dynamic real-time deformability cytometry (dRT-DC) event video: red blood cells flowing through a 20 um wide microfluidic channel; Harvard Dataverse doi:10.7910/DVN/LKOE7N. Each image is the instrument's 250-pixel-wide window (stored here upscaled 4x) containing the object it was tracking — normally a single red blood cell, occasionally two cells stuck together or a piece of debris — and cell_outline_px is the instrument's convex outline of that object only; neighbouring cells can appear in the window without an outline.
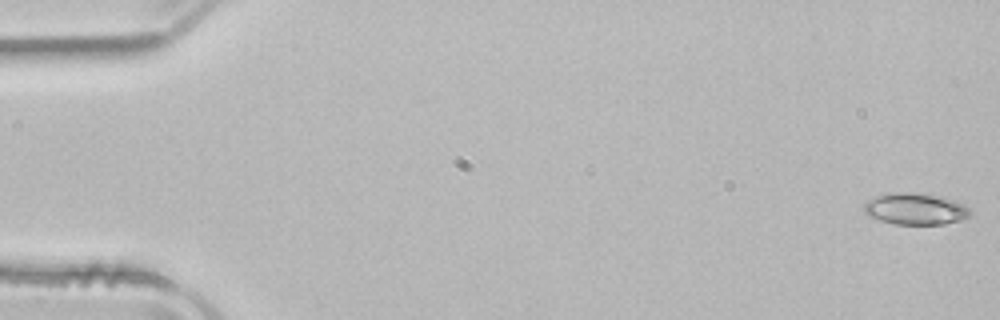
{"species": "common noctule bat (a hibernating species)", "species_latin": "Nyctalus noctula", "temperature_condition": "room temperature", "stored_images_in_passage": 14, "camera_frame_rate_fps": 3000, "um_per_image_px": 0.085, "animal": {"sex": "male", "body_mass_g": 21.5, "forearm_length_mm": 52.0}, "frame": {"image": 1, "passage_image": 1, "time_ms": 0.0, "image_size_px": [1000, 320], "cell_outline_px": [[972, 212], [968, 216], [960, 220], [944, 224], [892, 224], [868, 216], [864, 212], [864, 204], [868, 200], [876, 196], [892, 192], [916, 192], [940, 196], [964, 204]], "centroid_in_image_um": [77.78, 17.75], "position_along_channel_um": 7.2, "area_um2": 19.59}}
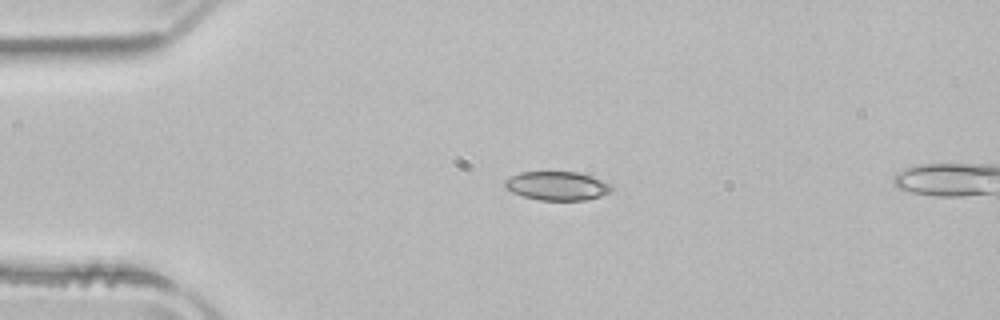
{"frame": {"image": 2, "passage_image": 12, "time_ms": 3.667, "image_size_px": [1000, 320], "cell_outline_px": [[612, 192], [588, 200], [540, 200], [524, 196], [512, 192], [504, 188], [504, 180], [520, 172], [576, 172], [592, 176], [612, 184]], "centroid_in_image_um": [47.37, 15.8], "position_along_channel_um": 37.6, "area_um2": 17.98}}